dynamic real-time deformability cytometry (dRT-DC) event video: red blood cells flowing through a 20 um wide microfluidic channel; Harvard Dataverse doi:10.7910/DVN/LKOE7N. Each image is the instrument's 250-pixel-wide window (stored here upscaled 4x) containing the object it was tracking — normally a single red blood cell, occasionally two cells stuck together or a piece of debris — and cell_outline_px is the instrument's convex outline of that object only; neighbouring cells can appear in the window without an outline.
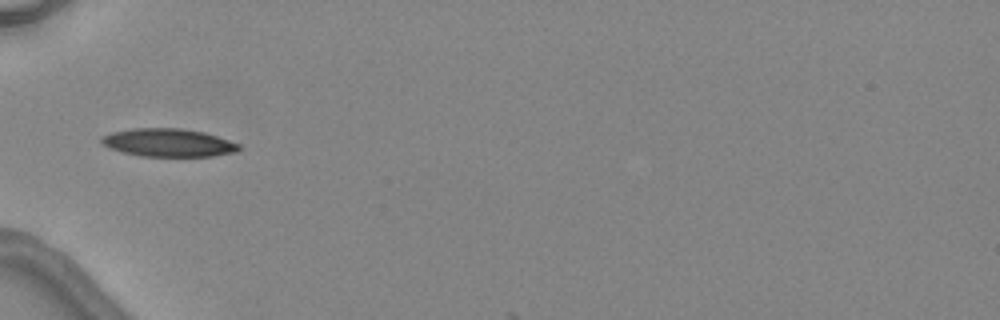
{"species": "common noctule bat (a hibernating species)", "species_latin": "Nyctalus noctula", "temperature_condition": "warm", "stored_images_in_passage": 6, "camera_frame_rate_fps": 3000, "um_per_image_px": 0.085, "animal": {"sex": "female", "body_mass_g": 24.6, "forearm_length_mm": 56.2}, "frame": {"image": 1, "passage_image": 5, "time_ms": 6.0, "image_size_px": [1000, 320], "cell_outline_px": [[240, 148], [236, 152], [212, 156], [140, 156], [124, 152], [100, 144], [100, 136], [112, 132], [132, 128], [180, 128], [204, 132], [240, 144]], "centroid_in_image_um": [14.28, 12.12], "position_along_channel_um": 70.7, "area_um2": 22.43}}